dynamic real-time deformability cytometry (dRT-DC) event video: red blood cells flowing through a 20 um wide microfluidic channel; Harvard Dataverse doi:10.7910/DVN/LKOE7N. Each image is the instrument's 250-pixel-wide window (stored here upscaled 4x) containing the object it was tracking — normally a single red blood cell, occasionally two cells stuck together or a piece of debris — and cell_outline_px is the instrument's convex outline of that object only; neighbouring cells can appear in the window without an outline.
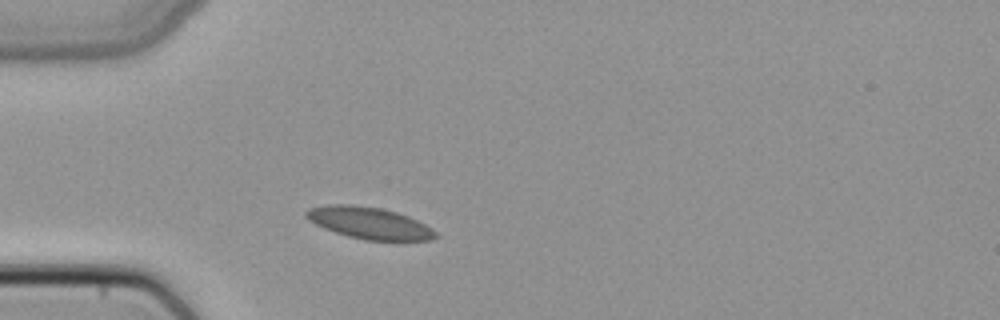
{"species": "common noctule bat (a hibernating species)", "species_latin": "Nyctalus noctula", "temperature_condition": "cold", "stored_images_in_passage": 25, "camera_frame_rate_fps": 3000, "um_per_image_px": 0.085, "animal": {"sex": "female", "body_mass_g": 22.7, "forearm_length_mm": 54.2}, "frame": {"image": 1, "passage_image": 1, "time_ms": 0.0, "image_size_px": [1000, 320], "cell_outline_px": [[440, 236], [432, 240], [364, 240], [348, 236], [324, 228], [308, 220], [304, 216], [304, 212], [308, 208], [328, 204], [352, 204], [380, 208], [396, 212], [408, 216], [432, 228]], "centroid_in_image_um": [31.37, 18.95], "position_along_channel_um": 53.6, "area_um2": 23.99}}
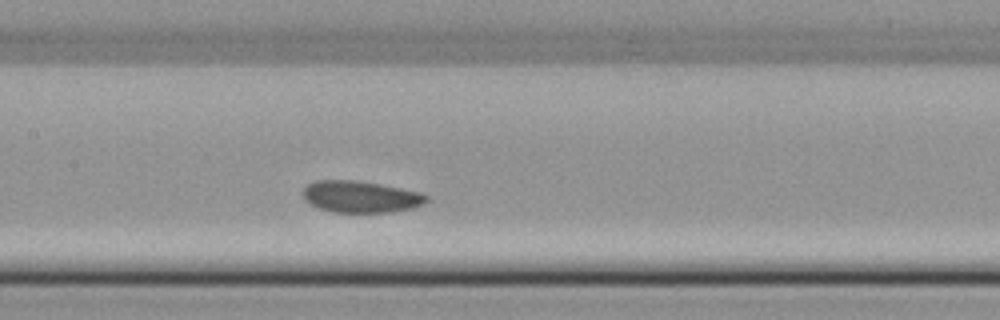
{"frame": {"image": 2, "passage_image": 11, "time_ms": 3.333, "image_size_px": [1000, 320], "cell_outline_px": [[428, 200], [424, 204], [412, 208], [392, 212], [332, 212], [320, 208], [304, 200], [300, 192], [308, 184], [316, 180], [356, 180], [380, 184], [420, 192], [428, 196]], "centroid_in_image_um": [30.64, 16.72], "position_along_channel_um": 176.8, "area_um2": 22.89}}
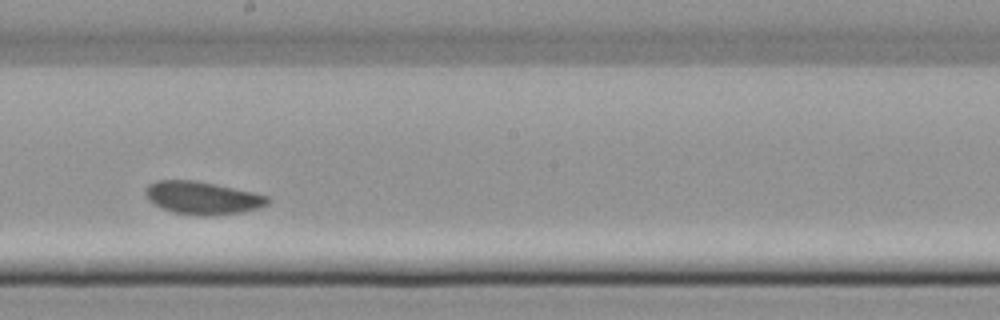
{"frame": {"image": 3, "passage_image": 15, "time_ms": 4.667, "image_size_px": [1000, 320], "cell_outline_px": [[272, 200], [268, 204], [260, 208], [240, 212], [212, 216], [200, 216], [172, 212], [148, 200], [144, 192], [148, 184], [156, 180], [196, 180], [216, 184], [252, 192], [268, 196]], "centroid_in_image_um": [17.22, 16.82], "position_along_channel_um": 231.0, "area_um2": 23.47}}